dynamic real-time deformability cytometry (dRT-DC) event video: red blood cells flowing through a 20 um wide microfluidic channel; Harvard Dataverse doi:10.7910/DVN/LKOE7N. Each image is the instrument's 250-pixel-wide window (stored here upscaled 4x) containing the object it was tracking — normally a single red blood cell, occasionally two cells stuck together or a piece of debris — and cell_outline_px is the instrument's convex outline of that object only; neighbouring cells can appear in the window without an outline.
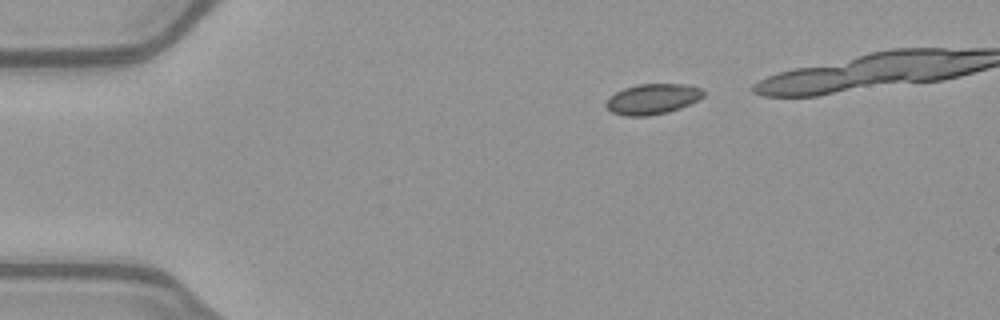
{"species": "common noctule bat (a hibernating species)", "species_latin": "Nyctalus noctula", "temperature_condition": "warm", "stored_images_in_passage": 34, "camera_frame_rate_fps": 3000, "um_per_image_px": 0.085, "animal": {"sex": "female", "body_mass_g": 21.9}, "frame": {"image": 1, "passage_image": 1, "time_ms": 0.0, "image_size_px": [1000, 320], "cell_outline_px": [[704, 96], [680, 108], [668, 112], [648, 116], [624, 116], [612, 112], [604, 104], [608, 96], [624, 88], [636, 84], [684, 84], [700, 88], [704, 92]], "centroid_in_image_um": [55.41, 8.42], "position_along_channel_um": 29.6, "area_um2": 17.28}}
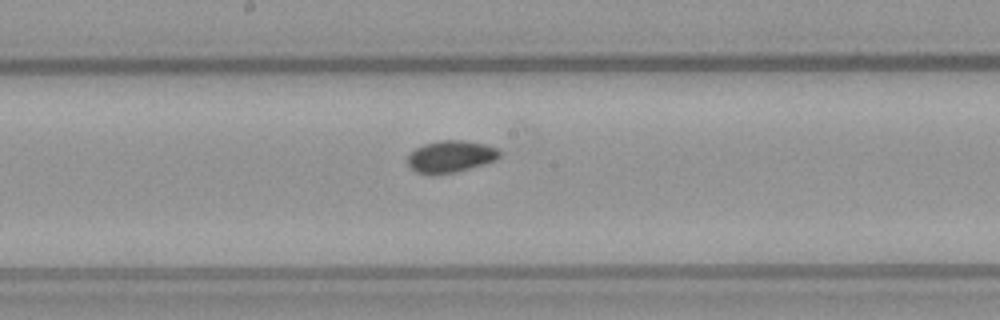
{"frame": {"image": 2, "passage_image": 19, "time_ms": 6.0, "image_size_px": [1000, 320], "cell_outline_px": [[500, 156], [496, 160], [484, 164], [456, 172], [428, 176], [416, 172], [408, 164], [408, 156], [416, 148], [424, 144], [440, 140], [464, 140], [488, 144], [496, 148], [500, 152]], "centroid_in_image_um": [38.31, 13.31], "position_along_channel_um": 209.9, "area_um2": 17.28}}
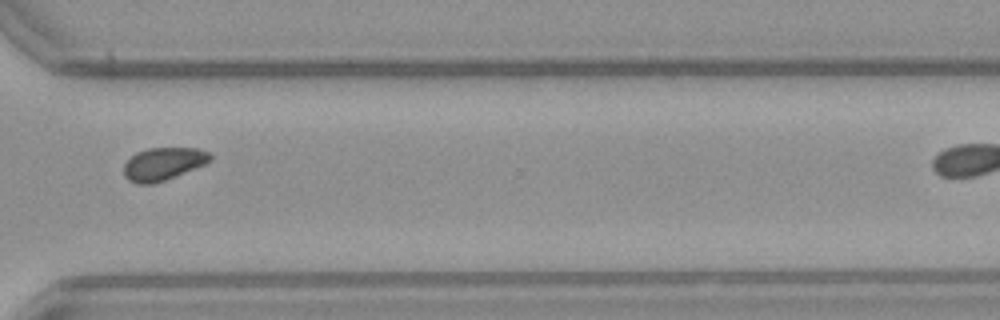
{"frame": {"image": 3, "passage_image": 30, "time_ms": 9.667, "image_size_px": [1000, 320], "cell_outline_px": [[212, 160], [204, 164], [164, 180], [152, 184], [136, 184], [128, 180], [124, 176], [124, 164], [136, 152], [148, 148], [196, 148], [208, 152], [212, 156]], "centroid_in_image_um": [13.84, 13.92], "position_along_channel_um": 356.8, "area_um2": 16.3}}